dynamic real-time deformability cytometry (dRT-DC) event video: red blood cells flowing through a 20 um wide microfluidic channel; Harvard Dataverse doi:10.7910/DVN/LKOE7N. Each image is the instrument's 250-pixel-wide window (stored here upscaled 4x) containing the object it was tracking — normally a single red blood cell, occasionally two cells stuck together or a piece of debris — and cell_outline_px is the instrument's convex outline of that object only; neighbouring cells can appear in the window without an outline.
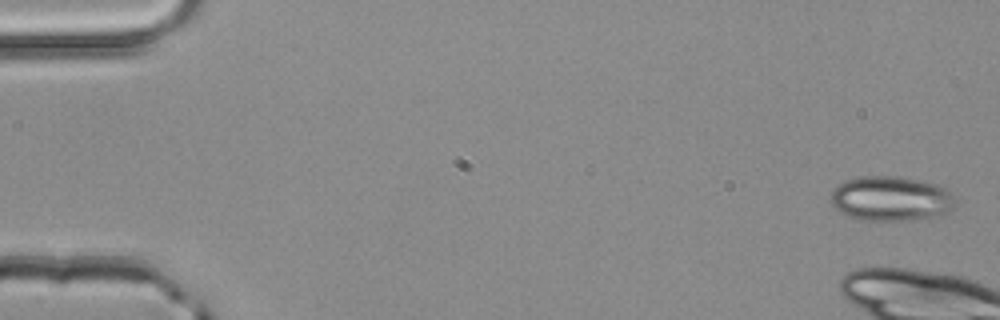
{"species": "common noctule bat (a hibernating species)", "species_latin": "Nyctalus noctula", "temperature_condition": "room temperature", "stored_images_in_passage": 3, "camera_frame_rate_fps": 3000, "um_per_image_px": 0.085, "animal": {"sex": "male", "body_mass_g": 20.4}, "frame": {"image": 1, "passage_image": 1, "time_ms": 0.0, "image_size_px": [1000, 320], "cell_outline_px": [[956, 204], [952, 208], [940, 216], [908, 220], [860, 220], [848, 216], [840, 212], [832, 204], [832, 192], [844, 180], [860, 176], [896, 176], [920, 180], [936, 184], [952, 192]], "centroid_in_image_um": [75.75, 16.88], "position_along_channel_um": 9.2, "area_um2": 32.48}}